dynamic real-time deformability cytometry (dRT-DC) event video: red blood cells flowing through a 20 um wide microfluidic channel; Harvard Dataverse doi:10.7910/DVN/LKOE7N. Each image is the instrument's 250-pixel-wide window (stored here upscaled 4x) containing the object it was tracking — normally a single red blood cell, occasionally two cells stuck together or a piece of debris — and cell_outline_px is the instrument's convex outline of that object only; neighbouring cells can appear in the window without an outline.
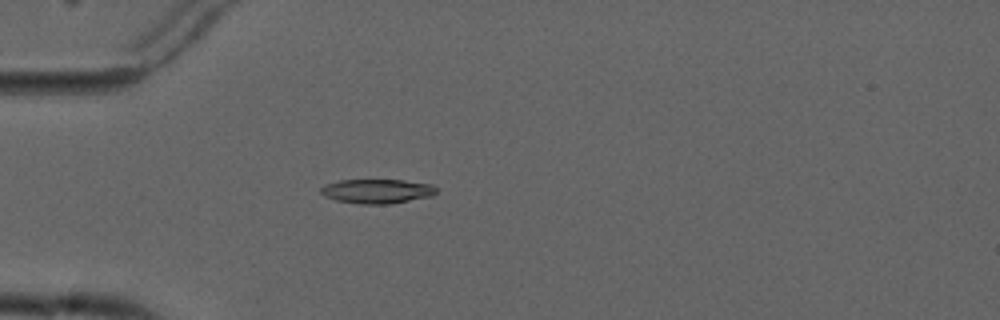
{"species": "common noctule bat (a hibernating species)", "species_latin": "Nyctalus noctula", "temperature_condition": "cold", "stored_images_in_passage": 4, "camera_frame_rate_fps": 3000, "um_per_image_px": 0.085, "animal": {"sex": "male", "forearm_length_mm": 52.5}, "frame": {"image": 1, "passage_image": 4, "time_ms": 4.0, "image_size_px": [1000, 320], "cell_outline_px": [[436, 192], [432, 196], [392, 204], [360, 204], [336, 200], [324, 196], [320, 192], [320, 188], [328, 184], [340, 180], [404, 180], [432, 184], [436, 188]], "centroid_in_image_um": [32.07, 16.26], "position_along_channel_um": 52.9, "area_um2": 16.42}}